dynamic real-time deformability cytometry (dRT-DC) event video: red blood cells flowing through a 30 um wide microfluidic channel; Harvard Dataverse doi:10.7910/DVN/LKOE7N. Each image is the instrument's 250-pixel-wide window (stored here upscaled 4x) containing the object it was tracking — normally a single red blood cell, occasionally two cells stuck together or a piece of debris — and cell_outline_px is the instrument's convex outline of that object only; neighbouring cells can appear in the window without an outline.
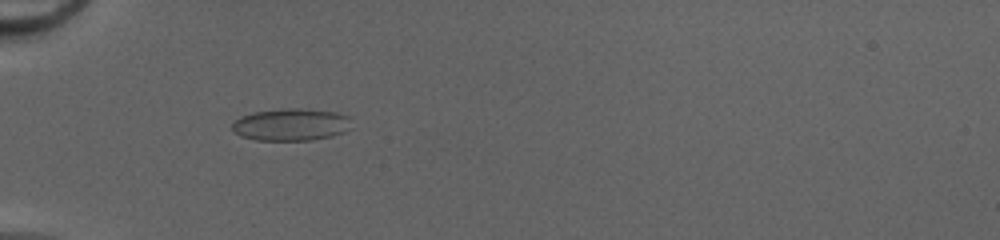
{"species": "common noctule bat (a hibernating species)", "species_latin": "Nyctalus noctula", "temperature_condition": "cold", "stored_images_in_passage": 35, "camera_frame_rate_fps": 3000, "um_per_image_px": 0.085, "animal": {"sex": "female", "body_mass_g": 20.0, "forearm_length_mm": 54.0}, "frame": {"image": 1, "passage_image": 2, "time_ms": 0.333, "image_size_px": [1000, 240], "cell_outline_px": [[344, 116], [340, 132], [328, 136], [308, 140], [256, 140], [244, 136], [236, 132], [232, 128], [232, 124], [236, 120], [244, 116], [256, 112], [332, 112]], "centroid_in_image_um": [24.53, 10.67], "position_along_channel_um": 60.5, "area_um2": 19.59}}
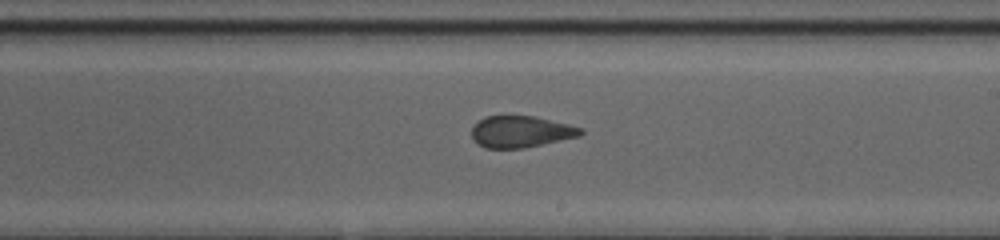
{"frame": {"image": 2, "passage_image": 16, "time_ms": 5.0, "image_size_px": [1000, 240], "cell_outline_px": [[584, 132], [580, 136], [520, 148], [488, 148], [480, 144], [472, 136], [472, 128], [484, 116], [504, 112], [532, 116], [568, 124], [580, 128]], "centroid_in_image_um": [44.23, 11.13], "position_along_channel_um": 244.8, "area_um2": 20.17}}
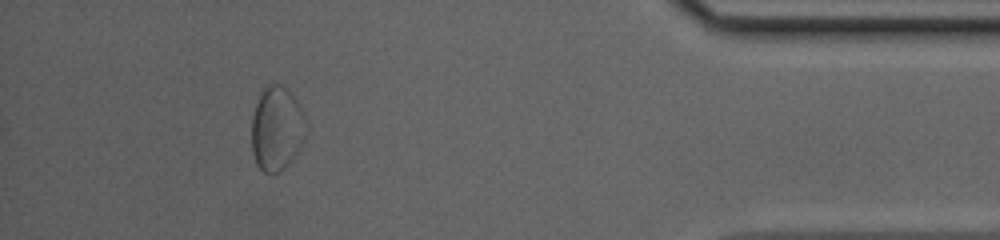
{"frame": {"image": 3, "passage_image": 31, "time_ms": 10.0, "image_size_px": [1000, 240], "cell_outline_px": [[300, 112], [296, 148], [288, 164], [280, 172], [264, 172], [256, 164], [252, 148], [252, 120], [256, 104], [264, 88], [272, 84], [280, 84], [296, 100], [300, 108]], "centroid_in_image_um": [23.37, 10.93], "position_along_channel_um": 411.8, "area_um2": 24.33}}